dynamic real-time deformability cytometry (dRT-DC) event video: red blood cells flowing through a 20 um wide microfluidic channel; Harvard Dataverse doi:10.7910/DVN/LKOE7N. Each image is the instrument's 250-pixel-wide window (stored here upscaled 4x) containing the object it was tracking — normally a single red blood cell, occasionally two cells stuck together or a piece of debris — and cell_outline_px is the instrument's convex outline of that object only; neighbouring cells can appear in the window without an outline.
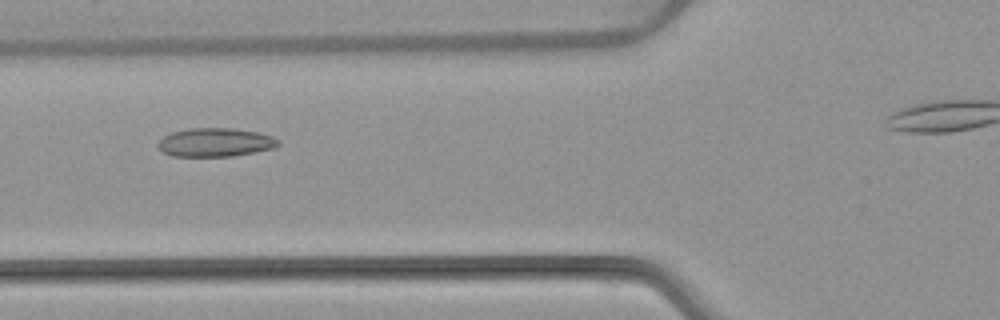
{"species": "common noctule bat (a hibernating species)", "species_latin": "Nyctalus noctula", "temperature_condition": "warm", "stored_images_in_passage": 7, "camera_frame_rate_fps": 3000, "um_per_image_px": 0.085, "animal": {"sex": "female", "body_mass_g": 22.7, "forearm_length_mm": 54.2}, "frame": {"image": 1, "passage_image": 6, "time_ms": 6.667, "image_size_px": [1000, 320], "cell_outline_px": [[280, 144], [272, 148], [256, 152], [232, 156], [172, 156], [164, 152], [156, 144], [164, 136], [172, 132], [188, 128], [232, 128], [256, 132], [272, 136], [280, 140]], "centroid_in_image_um": [18.31, 12.1], "position_along_channel_um": 107.5, "area_um2": 20.0}}
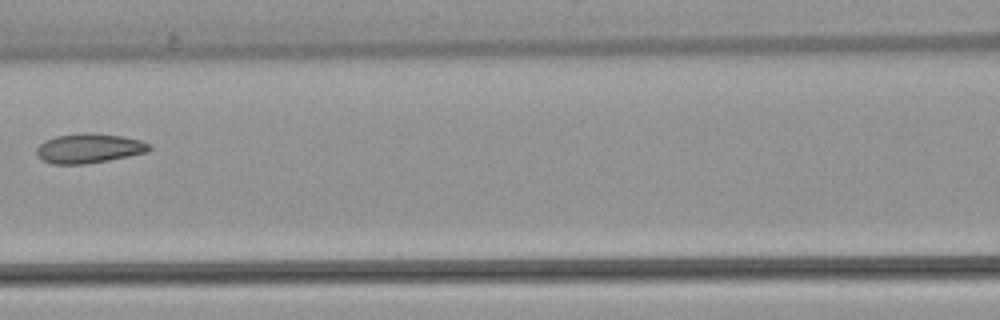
{"frame": {"image": 2, "passage_image": 7, "time_ms": 8.0, "image_size_px": [1000, 320], "cell_outline_px": [[152, 148], [148, 152], [108, 160], [84, 164], [52, 164], [44, 160], [36, 152], [36, 148], [44, 140], [56, 136], [84, 132], [88, 132], [120, 136], [140, 140], [152, 144]], "centroid_in_image_um": [7.58, 12.6], "position_along_channel_um": 159.0, "area_um2": 19.36}}